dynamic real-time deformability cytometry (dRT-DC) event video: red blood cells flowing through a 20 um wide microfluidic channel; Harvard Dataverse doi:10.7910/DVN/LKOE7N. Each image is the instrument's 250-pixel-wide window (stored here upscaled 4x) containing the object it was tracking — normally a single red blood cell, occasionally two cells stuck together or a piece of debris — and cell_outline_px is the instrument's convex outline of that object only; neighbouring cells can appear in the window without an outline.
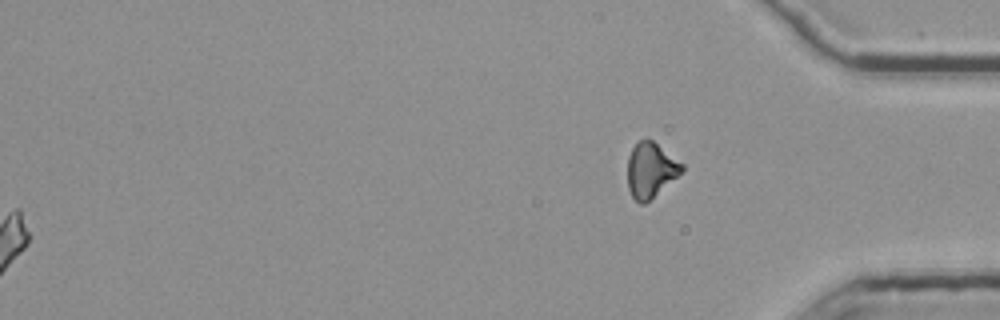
{"species": "common noctule bat (a hibernating species)", "species_latin": "Nyctalus noctula", "temperature_condition": "room temperature", "stored_images_in_passage": 48, "segment_of_instrument_passage": [2, 2], "camera_frame_rate_fps": 3000, "um_per_image_px": 0.085, "animal": {"sex": "female", "body_mass_g": 25.1}, "frame": {"image": 1, "passage_image": 48, "time_ms": 15.667, "image_size_px": [1000, 320], "cell_outline_px": [[684, 168], [676, 176], [644, 204], [640, 204], [632, 196], [628, 188], [628, 156], [632, 148], [640, 140], [652, 140], [684, 164]], "centroid_in_image_um": [55.28, 14.44], "position_along_channel_um": 379.9, "area_um2": 16.88}}